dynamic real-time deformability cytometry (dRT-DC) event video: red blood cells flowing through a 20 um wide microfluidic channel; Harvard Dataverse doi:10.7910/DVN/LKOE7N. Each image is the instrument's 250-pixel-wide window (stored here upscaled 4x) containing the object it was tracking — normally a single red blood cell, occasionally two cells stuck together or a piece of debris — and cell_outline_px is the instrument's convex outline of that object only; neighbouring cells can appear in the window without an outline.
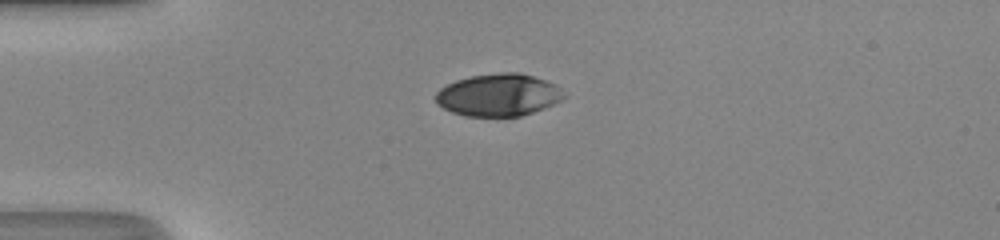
{"species": "human", "species_latin": "Homo sapiens", "temperature_condition": "room temperature", "stored_images_in_passage": 36, "camera_frame_rate_fps": 3000, "um_per_image_px": 0.085, "donor": {"sex": "male"}, "frame": {"image": 1, "passage_image": 1, "time_ms": 0.0, "image_size_px": [1000, 240], "cell_outline_px": [[564, 96], [560, 100], [544, 108], [520, 116], [464, 116], [452, 112], [436, 104], [436, 92], [440, 88], [456, 80], [472, 76], [500, 72], [520, 72], [556, 84], [560, 88]], "centroid_in_image_um": [42.34, 8.07], "position_along_channel_um": 42.7, "area_um2": 31.44}}
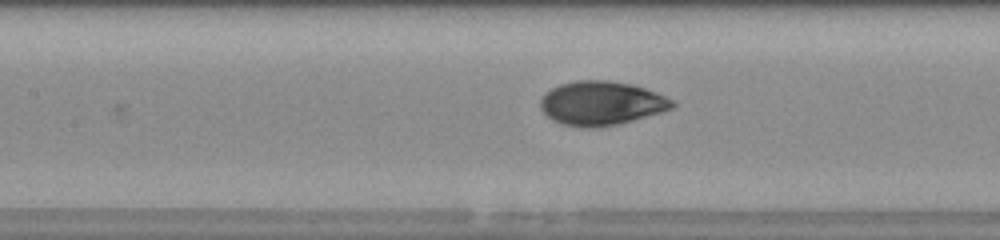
{"frame": {"image": 2, "passage_image": 11, "time_ms": 3.333, "image_size_px": [1000, 240], "cell_outline_px": [[676, 104], [672, 108], [660, 112], [620, 124], [596, 128], [584, 128], [564, 124], [552, 120], [540, 108], [540, 100], [544, 92], [560, 84], [576, 80], [608, 80], [632, 84], [656, 92], [676, 100]], "centroid_in_image_um": [51.12, 8.77], "position_along_channel_um": 156.3, "area_um2": 34.04}}
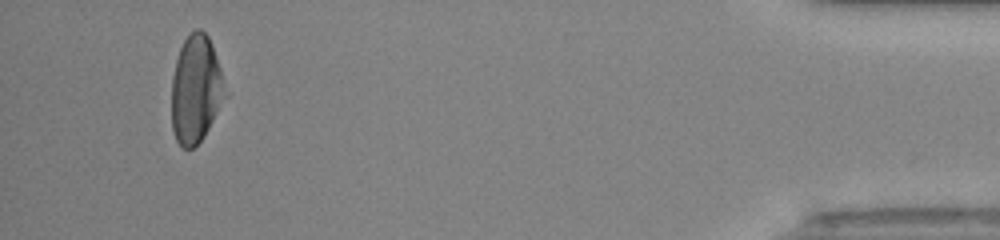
{"frame": {"image": 3, "passage_image": 34, "time_ms": 11.0, "image_size_px": [1000, 240], "cell_outline_px": [[228, 96], [204, 136], [192, 148], [180, 148], [176, 140], [172, 128], [172, 76], [176, 60], [180, 48], [184, 40], [196, 28], [200, 28], [208, 36], [212, 44], [220, 68]], "centroid_in_image_um": [16.66, 7.61], "position_along_channel_um": 418.5, "area_um2": 33.76}, "authors_computed_cell_mechanics": {"area_um2": 33.9575, "velocity_mm_per_s": 4.3549, "shape_relaxation_time_tau1_ms": 3.388, "shape_relaxation_time_tau2_ms": 0.8517, "deformation_change_tau1": 0.1645, "deformation_change_tau2": 0.0404}}